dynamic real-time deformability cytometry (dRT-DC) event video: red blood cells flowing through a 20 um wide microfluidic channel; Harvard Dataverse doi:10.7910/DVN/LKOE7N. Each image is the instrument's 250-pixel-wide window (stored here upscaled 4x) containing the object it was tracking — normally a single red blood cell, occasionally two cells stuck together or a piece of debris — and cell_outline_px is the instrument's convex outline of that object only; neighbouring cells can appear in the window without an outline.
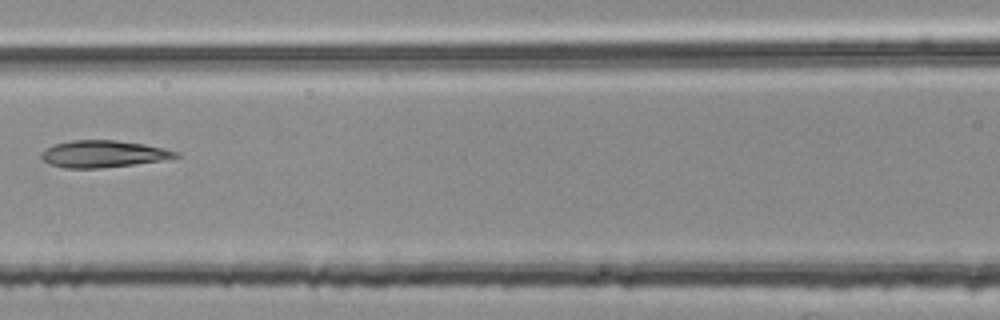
{"species": "common noctule bat (a hibernating species)", "species_latin": "Nyctalus noctula", "temperature_condition": "room temperature", "stored_images_in_passage": 5, "camera_frame_rate_fps": 3000, "um_per_image_px": 0.085, "animal": {"sex": "female", "body_mass_g": 25.1}, "frame": {"image": 1, "passage_image": 5, "time_ms": 1.333, "image_size_px": [1000, 320], "cell_outline_px": [[180, 156], [160, 160], [132, 164], [100, 168], [64, 168], [52, 164], [44, 160], [40, 156], [40, 152], [44, 148], [56, 144], [72, 140], [116, 140], [144, 144], [180, 152]], "centroid_in_image_um": [8.74, 13.07], "position_along_channel_um": 157.9, "area_um2": 20.87}}